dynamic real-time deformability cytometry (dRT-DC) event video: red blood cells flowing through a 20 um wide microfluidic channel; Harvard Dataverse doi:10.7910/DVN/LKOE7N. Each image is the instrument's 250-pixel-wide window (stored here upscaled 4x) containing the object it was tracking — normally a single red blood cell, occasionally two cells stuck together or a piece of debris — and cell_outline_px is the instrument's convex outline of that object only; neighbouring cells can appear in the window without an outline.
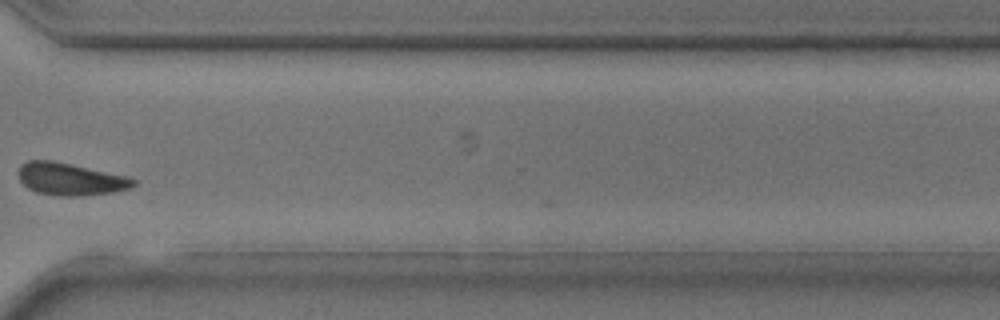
{"species": "common noctule bat (a hibernating species)", "species_latin": "Nyctalus noctula", "temperature_condition": "room temperature", "stored_images_in_passage": 26, "camera_frame_rate_fps": 3000, "um_per_image_px": 0.085, "animal": {"sex": "male", "body_mass_g": 17.9, "forearm_length_mm": 54.2}, "frame": {"image": 1, "passage_image": 22, "time_ms": 7.0, "image_size_px": [1000, 320], "cell_outline_px": [[136, 184], [132, 188], [112, 192], [84, 196], [60, 196], [36, 192], [28, 188], [20, 180], [16, 172], [20, 164], [28, 160], [52, 160], [72, 164], [124, 176], [136, 180]], "centroid_in_image_um": [5.93, 15.22], "position_along_channel_um": 364.7, "area_um2": 21.73}}